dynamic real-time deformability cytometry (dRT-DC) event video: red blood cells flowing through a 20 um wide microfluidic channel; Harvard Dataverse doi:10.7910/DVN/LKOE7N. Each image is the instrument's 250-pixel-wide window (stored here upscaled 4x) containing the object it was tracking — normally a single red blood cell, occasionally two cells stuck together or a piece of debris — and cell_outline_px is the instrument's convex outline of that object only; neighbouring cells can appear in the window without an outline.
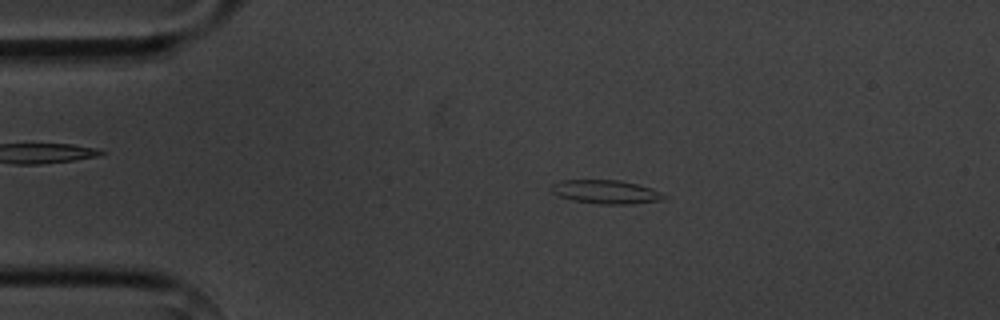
{"species": "common noctule bat (a hibernating species)", "species_latin": "Nyctalus noctula", "temperature_condition": "cold", "stored_images_in_passage": 4, "camera_frame_rate_fps": 3000, "um_per_image_px": 0.085, "animal": {"sex": "male", "body_mass_g": 20.1, "forearm_length_mm": 53.5}, "frame": {"image": 1, "passage_image": 2, "time_ms": 1.333, "image_size_px": [1000, 320], "cell_outline_px": [[668, 196], [664, 200], [632, 204], [600, 204], [572, 200], [560, 196], [552, 192], [552, 184], [560, 180], [620, 180], [652, 188]], "centroid_in_image_um": [51.54, 16.31], "position_along_channel_um": 33.5, "area_um2": 15.55}}